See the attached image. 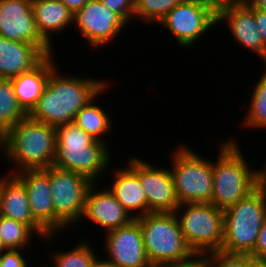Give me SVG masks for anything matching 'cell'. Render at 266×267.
Here are the masks:
<instances>
[{
	"label": "cell",
	"instance_id": "cell-1",
	"mask_svg": "<svg viewBox=\"0 0 266 267\" xmlns=\"http://www.w3.org/2000/svg\"><path fill=\"white\" fill-rule=\"evenodd\" d=\"M59 75L57 67L50 73L42 95L27 114L30 119L55 128L74 121L76 113L109 84L104 79Z\"/></svg>",
	"mask_w": 266,
	"mask_h": 267
},
{
	"label": "cell",
	"instance_id": "cell-2",
	"mask_svg": "<svg viewBox=\"0 0 266 267\" xmlns=\"http://www.w3.org/2000/svg\"><path fill=\"white\" fill-rule=\"evenodd\" d=\"M219 148V157L212 162L213 194L210 203L225 210L246 198L266 179V166L253 170L239 150L238 142L231 139L221 142Z\"/></svg>",
	"mask_w": 266,
	"mask_h": 267
},
{
	"label": "cell",
	"instance_id": "cell-3",
	"mask_svg": "<svg viewBox=\"0 0 266 267\" xmlns=\"http://www.w3.org/2000/svg\"><path fill=\"white\" fill-rule=\"evenodd\" d=\"M56 128L26 116L1 138L3 157L15 162L16 173L23 170L46 169L56 157Z\"/></svg>",
	"mask_w": 266,
	"mask_h": 267
},
{
	"label": "cell",
	"instance_id": "cell-4",
	"mask_svg": "<svg viewBox=\"0 0 266 267\" xmlns=\"http://www.w3.org/2000/svg\"><path fill=\"white\" fill-rule=\"evenodd\" d=\"M56 157L53 166L83 174L93 183L111 165L108 144L95 140L74 121L56 128Z\"/></svg>",
	"mask_w": 266,
	"mask_h": 267
},
{
	"label": "cell",
	"instance_id": "cell-5",
	"mask_svg": "<svg viewBox=\"0 0 266 267\" xmlns=\"http://www.w3.org/2000/svg\"><path fill=\"white\" fill-rule=\"evenodd\" d=\"M222 252L251 254L266 217V179L246 198L223 210Z\"/></svg>",
	"mask_w": 266,
	"mask_h": 267
},
{
	"label": "cell",
	"instance_id": "cell-6",
	"mask_svg": "<svg viewBox=\"0 0 266 267\" xmlns=\"http://www.w3.org/2000/svg\"><path fill=\"white\" fill-rule=\"evenodd\" d=\"M135 219L152 267L184 262L195 255L183 237L175 212H150Z\"/></svg>",
	"mask_w": 266,
	"mask_h": 267
},
{
	"label": "cell",
	"instance_id": "cell-7",
	"mask_svg": "<svg viewBox=\"0 0 266 267\" xmlns=\"http://www.w3.org/2000/svg\"><path fill=\"white\" fill-rule=\"evenodd\" d=\"M181 210L182 216L178 213ZM175 214L183 237L195 255H205L221 250L224 227L223 210L211 203H188L180 204Z\"/></svg>",
	"mask_w": 266,
	"mask_h": 267
},
{
	"label": "cell",
	"instance_id": "cell-8",
	"mask_svg": "<svg viewBox=\"0 0 266 267\" xmlns=\"http://www.w3.org/2000/svg\"><path fill=\"white\" fill-rule=\"evenodd\" d=\"M186 145L173 153L170 171L179 204L210 203L213 194L212 160Z\"/></svg>",
	"mask_w": 266,
	"mask_h": 267
},
{
	"label": "cell",
	"instance_id": "cell-9",
	"mask_svg": "<svg viewBox=\"0 0 266 267\" xmlns=\"http://www.w3.org/2000/svg\"><path fill=\"white\" fill-rule=\"evenodd\" d=\"M49 178L57 234L60 230L81 222L86 194L93 182L83 174L55 166H49Z\"/></svg>",
	"mask_w": 266,
	"mask_h": 267
},
{
	"label": "cell",
	"instance_id": "cell-10",
	"mask_svg": "<svg viewBox=\"0 0 266 267\" xmlns=\"http://www.w3.org/2000/svg\"><path fill=\"white\" fill-rule=\"evenodd\" d=\"M166 27L179 46L189 48L217 25V7L208 0H184L158 23Z\"/></svg>",
	"mask_w": 266,
	"mask_h": 267
},
{
	"label": "cell",
	"instance_id": "cell-11",
	"mask_svg": "<svg viewBox=\"0 0 266 267\" xmlns=\"http://www.w3.org/2000/svg\"><path fill=\"white\" fill-rule=\"evenodd\" d=\"M127 165L139 177L147 198V213L175 212L180 204L169 168L155 167L139 157H130Z\"/></svg>",
	"mask_w": 266,
	"mask_h": 267
},
{
	"label": "cell",
	"instance_id": "cell-12",
	"mask_svg": "<svg viewBox=\"0 0 266 267\" xmlns=\"http://www.w3.org/2000/svg\"><path fill=\"white\" fill-rule=\"evenodd\" d=\"M32 0H0V36L6 39L36 45L46 56L53 48L38 33Z\"/></svg>",
	"mask_w": 266,
	"mask_h": 267
},
{
	"label": "cell",
	"instance_id": "cell-13",
	"mask_svg": "<svg viewBox=\"0 0 266 267\" xmlns=\"http://www.w3.org/2000/svg\"><path fill=\"white\" fill-rule=\"evenodd\" d=\"M92 47L111 43L127 24L100 0H89L73 17V24Z\"/></svg>",
	"mask_w": 266,
	"mask_h": 267
},
{
	"label": "cell",
	"instance_id": "cell-14",
	"mask_svg": "<svg viewBox=\"0 0 266 267\" xmlns=\"http://www.w3.org/2000/svg\"><path fill=\"white\" fill-rule=\"evenodd\" d=\"M105 233L107 260L116 267H152L145 252L140 224L136 219L126 226Z\"/></svg>",
	"mask_w": 266,
	"mask_h": 267
},
{
	"label": "cell",
	"instance_id": "cell-15",
	"mask_svg": "<svg viewBox=\"0 0 266 267\" xmlns=\"http://www.w3.org/2000/svg\"><path fill=\"white\" fill-rule=\"evenodd\" d=\"M224 21L241 46L255 53L266 64V45L258 31L254 7L248 3H230L217 7V23Z\"/></svg>",
	"mask_w": 266,
	"mask_h": 267
},
{
	"label": "cell",
	"instance_id": "cell-16",
	"mask_svg": "<svg viewBox=\"0 0 266 267\" xmlns=\"http://www.w3.org/2000/svg\"><path fill=\"white\" fill-rule=\"evenodd\" d=\"M15 174L25 185L32 217L48 234H55V211L50 190L49 167L23 170Z\"/></svg>",
	"mask_w": 266,
	"mask_h": 267
},
{
	"label": "cell",
	"instance_id": "cell-17",
	"mask_svg": "<svg viewBox=\"0 0 266 267\" xmlns=\"http://www.w3.org/2000/svg\"><path fill=\"white\" fill-rule=\"evenodd\" d=\"M93 183L86 194L85 208L81 220L95 223L105 232L128 225L134 217L116 200L114 194L105 186L98 190Z\"/></svg>",
	"mask_w": 266,
	"mask_h": 267
},
{
	"label": "cell",
	"instance_id": "cell-18",
	"mask_svg": "<svg viewBox=\"0 0 266 267\" xmlns=\"http://www.w3.org/2000/svg\"><path fill=\"white\" fill-rule=\"evenodd\" d=\"M0 216L28 225L39 238L50 240L58 234H48L32 217L23 181L10 173L0 178Z\"/></svg>",
	"mask_w": 266,
	"mask_h": 267
},
{
	"label": "cell",
	"instance_id": "cell-19",
	"mask_svg": "<svg viewBox=\"0 0 266 267\" xmlns=\"http://www.w3.org/2000/svg\"><path fill=\"white\" fill-rule=\"evenodd\" d=\"M45 57L36 45L0 36V78L11 79L26 73Z\"/></svg>",
	"mask_w": 266,
	"mask_h": 267
},
{
	"label": "cell",
	"instance_id": "cell-20",
	"mask_svg": "<svg viewBox=\"0 0 266 267\" xmlns=\"http://www.w3.org/2000/svg\"><path fill=\"white\" fill-rule=\"evenodd\" d=\"M53 57L54 54L46 56L32 70L11 78L17 102L26 114L37 103L50 73L57 67Z\"/></svg>",
	"mask_w": 266,
	"mask_h": 267
},
{
	"label": "cell",
	"instance_id": "cell-21",
	"mask_svg": "<svg viewBox=\"0 0 266 267\" xmlns=\"http://www.w3.org/2000/svg\"><path fill=\"white\" fill-rule=\"evenodd\" d=\"M114 176L109 190L116 200L135 218L147 214V198L138 175L127 165L113 169ZM134 212V213H133Z\"/></svg>",
	"mask_w": 266,
	"mask_h": 267
},
{
	"label": "cell",
	"instance_id": "cell-22",
	"mask_svg": "<svg viewBox=\"0 0 266 267\" xmlns=\"http://www.w3.org/2000/svg\"><path fill=\"white\" fill-rule=\"evenodd\" d=\"M31 8L37 31L50 46L51 36L73 23L74 15L59 0H32Z\"/></svg>",
	"mask_w": 266,
	"mask_h": 267
},
{
	"label": "cell",
	"instance_id": "cell-23",
	"mask_svg": "<svg viewBox=\"0 0 266 267\" xmlns=\"http://www.w3.org/2000/svg\"><path fill=\"white\" fill-rule=\"evenodd\" d=\"M109 84L87 105L82 107L74 118V123L84 130L87 134L93 137L95 140L106 143L105 138L102 135L107 134V132L112 131V120L108 116L106 111L100 106L95 105V102L105 90L109 89ZM102 138V139H101Z\"/></svg>",
	"mask_w": 266,
	"mask_h": 267
},
{
	"label": "cell",
	"instance_id": "cell-24",
	"mask_svg": "<svg viewBox=\"0 0 266 267\" xmlns=\"http://www.w3.org/2000/svg\"><path fill=\"white\" fill-rule=\"evenodd\" d=\"M26 116L17 102L12 80L0 78V138Z\"/></svg>",
	"mask_w": 266,
	"mask_h": 267
},
{
	"label": "cell",
	"instance_id": "cell-25",
	"mask_svg": "<svg viewBox=\"0 0 266 267\" xmlns=\"http://www.w3.org/2000/svg\"><path fill=\"white\" fill-rule=\"evenodd\" d=\"M33 234L36 235L28 225L0 216V237L7 249H28Z\"/></svg>",
	"mask_w": 266,
	"mask_h": 267
},
{
	"label": "cell",
	"instance_id": "cell-26",
	"mask_svg": "<svg viewBox=\"0 0 266 267\" xmlns=\"http://www.w3.org/2000/svg\"><path fill=\"white\" fill-rule=\"evenodd\" d=\"M260 77L250 100V108L245 115L244 126L246 128L266 129V69Z\"/></svg>",
	"mask_w": 266,
	"mask_h": 267
},
{
	"label": "cell",
	"instance_id": "cell-27",
	"mask_svg": "<svg viewBox=\"0 0 266 267\" xmlns=\"http://www.w3.org/2000/svg\"><path fill=\"white\" fill-rule=\"evenodd\" d=\"M82 240L76 247L70 251H57L52 254V267H90L94 259L97 257V253L94 248H91V243ZM96 253V254H95ZM50 267V266H49Z\"/></svg>",
	"mask_w": 266,
	"mask_h": 267
},
{
	"label": "cell",
	"instance_id": "cell-28",
	"mask_svg": "<svg viewBox=\"0 0 266 267\" xmlns=\"http://www.w3.org/2000/svg\"><path fill=\"white\" fill-rule=\"evenodd\" d=\"M184 0H135L134 17L149 23H159L177 4ZM153 21V22H152Z\"/></svg>",
	"mask_w": 266,
	"mask_h": 267
},
{
	"label": "cell",
	"instance_id": "cell-29",
	"mask_svg": "<svg viewBox=\"0 0 266 267\" xmlns=\"http://www.w3.org/2000/svg\"><path fill=\"white\" fill-rule=\"evenodd\" d=\"M253 260L250 254H229L222 251L205 254L206 267H249Z\"/></svg>",
	"mask_w": 266,
	"mask_h": 267
},
{
	"label": "cell",
	"instance_id": "cell-30",
	"mask_svg": "<svg viewBox=\"0 0 266 267\" xmlns=\"http://www.w3.org/2000/svg\"><path fill=\"white\" fill-rule=\"evenodd\" d=\"M111 12L117 14L126 24L134 18L135 0H100ZM133 17V18H132Z\"/></svg>",
	"mask_w": 266,
	"mask_h": 267
},
{
	"label": "cell",
	"instance_id": "cell-31",
	"mask_svg": "<svg viewBox=\"0 0 266 267\" xmlns=\"http://www.w3.org/2000/svg\"><path fill=\"white\" fill-rule=\"evenodd\" d=\"M22 250L8 249L0 255V267H29Z\"/></svg>",
	"mask_w": 266,
	"mask_h": 267
},
{
	"label": "cell",
	"instance_id": "cell-32",
	"mask_svg": "<svg viewBox=\"0 0 266 267\" xmlns=\"http://www.w3.org/2000/svg\"><path fill=\"white\" fill-rule=\"evenodd\" d=\"M254 260L266 261V217L258 234L254 251L250 254Z\"/></svg>",
	"mask_w": 266,
	"mask_h": 267
},
{
	"label": "cell",
	"instance_id": "cell-33",
	"mask_svg": "<svg viewBox=\"0 0 266 267\" xmlns=\"http://www.w3.org/2000/svg\"><path fill=\"white\" fill-rule=\"evenodd\" d=\"M160 267H206L205 255H194L187 261L180 263H170Z\"/></svg>",
	"mask_w": 266,
	"mask_h": 267
},
{
	"label": "cell",
	"instance_id": "cell-34",
	"mask_svg": "<svg viewBox=\"0 0 266 267\" xmlns=\"http://www.w3.org/2000/svg\"><path fill=\"white\" fill-rule=\"evenodd\" d=\"M254 17L258 31L260 32L261 38L266 45V12L254 8Z\"/></svg>",
	"mask_w": 266,
	"mask_h": 267
},
{
	"label": "cell",
	"instance_id": "cell-35",
	"mask_svg": "<svg viewBox=\"0 0 266 267\" xmlns=\"http://www.w3.org/2000/svg\"><path fill=\"white\" fill-rule=\"evenodd\" d=\"M74 15L78 10L83 8L89 0H59Z\"/></svg>",
	"mask_w": 266,
	"mask_h": 267
},
{
	"label": "cell",
	"instance_id": "cell-36",
	"mask_svg": "<svg viewBox=\"0 0 266 267\" xmlns=\"http://www.w3.org/2000/svg\"><path fill=\"white\" fill-rule=\"evenodd\" d=\"M90 267H116L113 263L106 259H100L98 256L94 259Z\"/></svg>",
	"mask_w": 266,
	"mask_h": 267
},
{
	"label": "cell",
	"instance_id": "cell-37",
	"mask_svg": "<svg viewBox=\"0 0 266 267\" xmlns=\"http://www.w3.org/2000/svg\"><path fill=\"white\" fill-rule=\"evenodd\" d=\"M249 3L260 11L266 12V0H249Z\"/></svg>",
	"mask_w": 266,
	"mask_h": 267
},
{
	"label": "cell",
	"instance_id": "cell-38",
	"mask_svg": "<svg viewBox=\"0 0 266 267\" xmlns=\"http://www.w3.org/2000/svg\"><path fill=\"white\" fill-rule=\"evenodd\" d=\"M249 267H266L265 260H253Z\"/></svg>",
	"mask_w": 266,
	"mask_h": 267
},
{
	"label": "cell",
	"instance_id": "cell-39",
	"mask_svg": "<svg viewBox=\"0 0 266 267\" xmlns=\"http://www.w3.org/2000/svg\"><path fill=\"white\" fill-rule=\"evenodd\" d=\"M249 0H223L224 4H230V3H248Z\"/></svg>",
	"mask_w": 266,
	"mask_h": 267
},
{
	"label": "cell",
	"instance_id": "cell-40",
	"mask_svg": "<svg viewBox=\"0 0 266 267\" xmlns=\"http://www.w3.org/2000/svg\"><path fill=\"white\" fill-rule=\"evenodd\" d=\"M8 249L6 248V246L4 245L3 241H2V238L0 237V255L3 253V252H6Z\"/></svg>",
	"mask_w": 266,
	"mask_h": 267
},
{
	"label": "cell",
	"instance_id": "cell-41",
	"mask_svg": "<svg viewBox=\"0 0 266 267\" xmlns=\"http://www.w3.org/2000/svg\"><path fill=\"white\" fill-rule=\"evenodd\" d=\"M215 4L216 7L223 5V0H208Z\"/></svg>",
	"mask_w": 266,
	"mask_h": 267
}]
</instances>
